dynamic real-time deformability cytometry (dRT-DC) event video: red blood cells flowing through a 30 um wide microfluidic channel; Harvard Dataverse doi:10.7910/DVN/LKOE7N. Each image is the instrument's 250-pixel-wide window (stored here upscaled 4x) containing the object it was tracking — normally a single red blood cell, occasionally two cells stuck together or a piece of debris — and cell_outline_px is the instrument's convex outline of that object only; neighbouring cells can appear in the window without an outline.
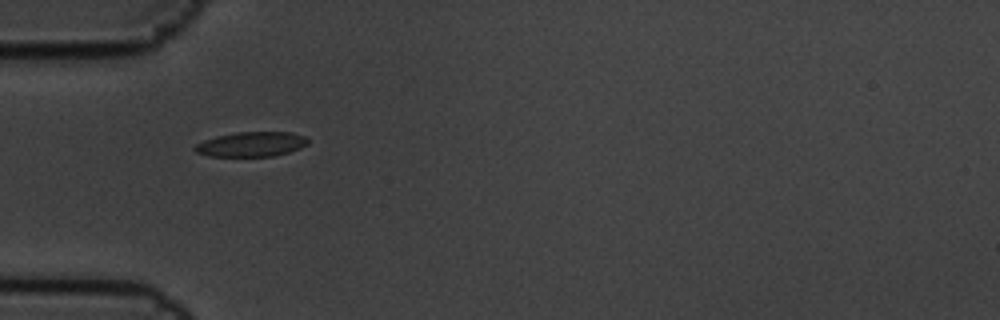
{"species": "common noctule bat (a hibernating species)", "species_latin": "Nyctalus noctula", "temperature_condition": "cold", "stored_images_in_passage": 6, "camera_frame_rate_fps": 3000, "um_per_image_px": 0.085, "animal": {"sex": "male", "body_mass_g": 19.5, "forearm_length_mm": 54.6}, "frame": {"image": 1, "passage_image": 4, "time_ms": 1.0, "image_size_px": [1000, 320], "cell_outline_px": [[308, 144], [300, 148], [288, 152], [272, 156], [208, 156], [196, 152], [192, 148], [196, 144], [204, 140], [216, 136], [236, 132], [292, 132], [304, 136], [308, 140]], "centroid_in_image_um": [21.35, 12.25], "position_along_channel_um": 63.7, "area_um2": 16.3}}
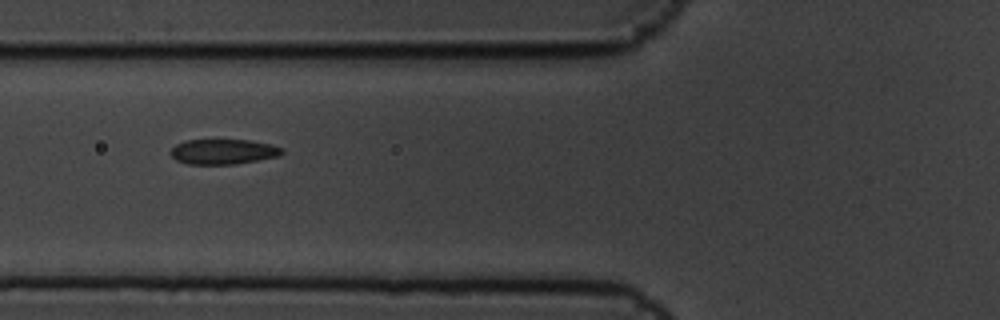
{"frame": {"image": 2, "passage_image": 5, "time_ms": 1.333, "image_size_px": [1000, 320], "cell_outline_px": [[284, 152], [280, 156], [236, 164], [188, 164], [176, 160], [168, 152], [176, 144], [184, 140], [248, 140], [272, 144], [284, 148]], "centroid_in_image_um": [18.99, 12.89], "position_along_channel_um": 106.8, "area_um2": 16.47}}
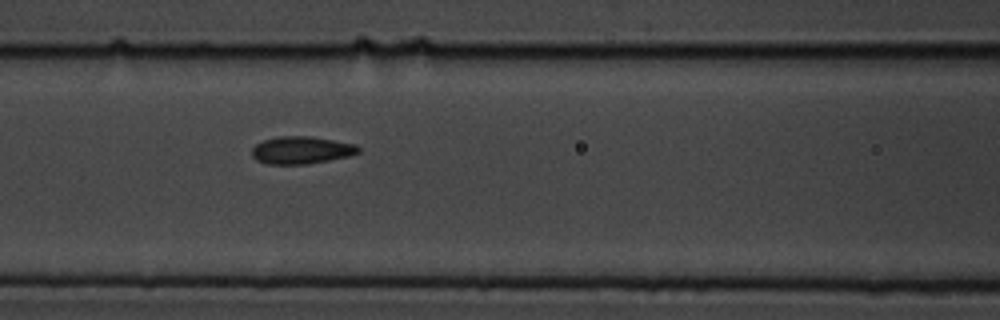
{"frame": {"image": 3, "passage_image": 6, "time_ms": 1.667, "image_size_px": [1000, 320], "cell_outline_px": [[360, 152], [348, 156], [308, 164], [268, 164], [256, 160], [252, 156], [252, 148], [256, 144], [264, 140], [280, 136], [312, 136], [356, 144], [360, 148]], "centroid_in_image_um": [25.62, 12.76], "position_along_channel_um": 141.0, "area_um2": 17.05}}